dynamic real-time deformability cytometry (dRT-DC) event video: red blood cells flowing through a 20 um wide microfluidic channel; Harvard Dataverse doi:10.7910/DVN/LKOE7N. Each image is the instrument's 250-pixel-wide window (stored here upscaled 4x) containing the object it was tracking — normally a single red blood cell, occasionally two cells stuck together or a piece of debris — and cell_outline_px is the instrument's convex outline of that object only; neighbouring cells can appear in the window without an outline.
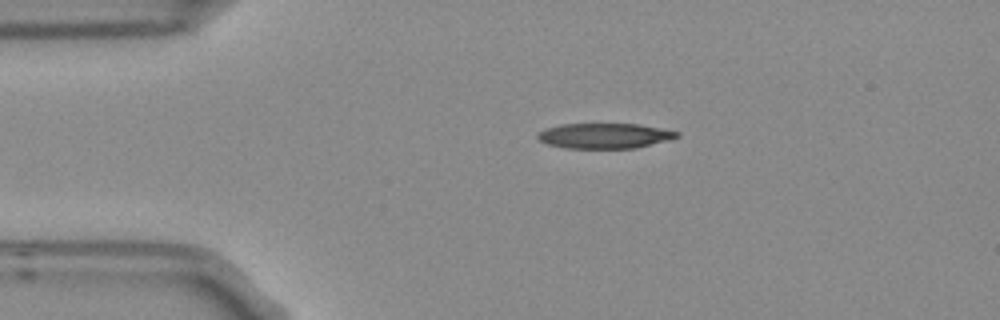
{"species": "Egyptian fruit bat (a non-hibernating species)", "species_latin": "Rousettus aegyptiacus", "temperature_condition": "room temperature", "stored_images_in_passage": 2, "camera_frame_rate_fps": 3000, "um_per_image_px": 0.085, "frame": {"image": 1, "passage_image": 1, "time_ms": 0.0, "image_size_px": [1000, 320], "cell_outline_px": [[680, 136], [668, 140], [636, 148], [564, 148], [548, 144], [540, 140], [536, 136], [540, 132], [548, 128], [560, 124], [636, 124], [680, 132]], "centroid_in_image_um": [51.39, 11.55], "position_along_channel_um": 33.6, "area_um2": 20.23}}